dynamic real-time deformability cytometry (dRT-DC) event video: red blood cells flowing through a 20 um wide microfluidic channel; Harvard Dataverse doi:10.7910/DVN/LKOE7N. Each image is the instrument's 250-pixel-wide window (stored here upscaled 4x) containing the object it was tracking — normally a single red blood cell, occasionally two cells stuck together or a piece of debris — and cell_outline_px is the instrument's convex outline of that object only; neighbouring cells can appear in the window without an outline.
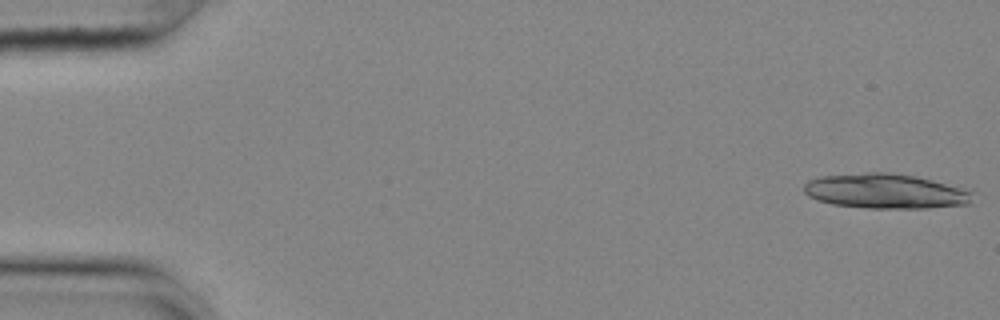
{"species": "common noctule bat (a hibernating species)", "species_latin": "Nyctalus noctula", "temperature_condition": "cold", "stored_images_in_passage": 35, "segment_of_instrument_passage": [1, 2], "camera_frame_rate_fps": 3000, "um_per_image_px": 0.085, "animal": {"sex": "female", "body_mass_g": 25.1}, "frame": {"image": 1, "passage_image": 1, "time_ms": 0.0, "image_size_px": [1000, 320], "cell_outline_px": [[972, 192], [968, 204], [928, 208], [864, 208], [832, 204], [816, 200], [808, 196], [804, 192], [804, 184], [808, 180], [820, 176], [868, 172], [888, 172], [916, 176], [972, 188]], "centroid_in_image_um": [75.29, 16.24], "position_along_channel_um": 9.7, "area_um2": 34.74}}
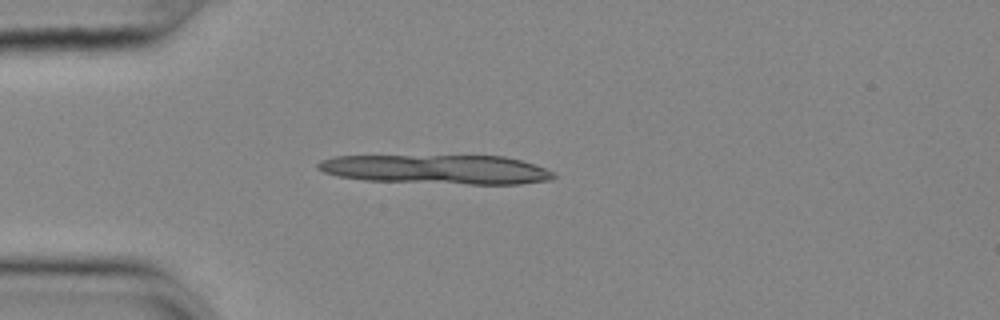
{"frame": {"image": 2, "passage_image": 14, "time_ms": 4.333, "image_size_px": [1000, 320], "cell_outline_px": [[556, 176], [552, 180], [520, 184], [468, 184], [364, 180], [336, 176], [324, 172], [316, 168], [316, 164], [320, 160], [336, 156], [504, 156], [520, 160], [548, 168], [556, 172]], "centroid_in_image_um": [37.17, 14.4], "position_along_channel_um": 47.8, "area_um2": 40.46}}